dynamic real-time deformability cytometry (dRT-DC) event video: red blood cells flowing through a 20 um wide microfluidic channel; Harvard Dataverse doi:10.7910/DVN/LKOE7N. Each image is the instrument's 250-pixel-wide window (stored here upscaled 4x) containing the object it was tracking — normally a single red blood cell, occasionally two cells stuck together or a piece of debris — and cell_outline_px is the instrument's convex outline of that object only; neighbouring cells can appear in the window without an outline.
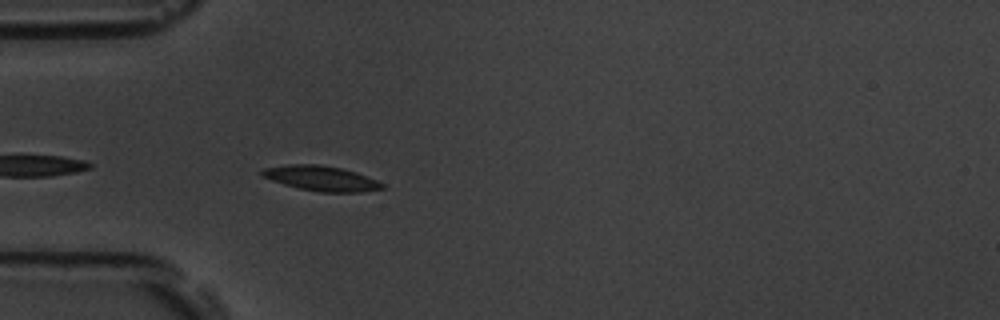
{"species": "common noctule bat (a hibernating species)", "species_latin": "Nyctalus noctula", "temperature_condition": "room temperature", "stored_images_in_passage": 12, "camera_frame_rate_fps": 3000, "um_per_image_px": 0.085, "animal": {"sex": "male", "body_mass_g": 19.5, "forearm_length_mm": 54.6}, "frame": {"image": 1, "passage_image": 3, "time_ms": 0.667, "image_size_px": [1000, 320], "cell_outline_px": [[388, 188], [360, 192], [320, 192], [300, 188], [284, 184], [260, 176], [260, 172], [264, 168], [288, 164], [320, 164], [340, 168], [356, 172], [376, 180], [384, 184]], "centroid_in_image_um": [27.31, 15.16], "position_along_channel_um": 57.7, "area_um2": 17.51}}
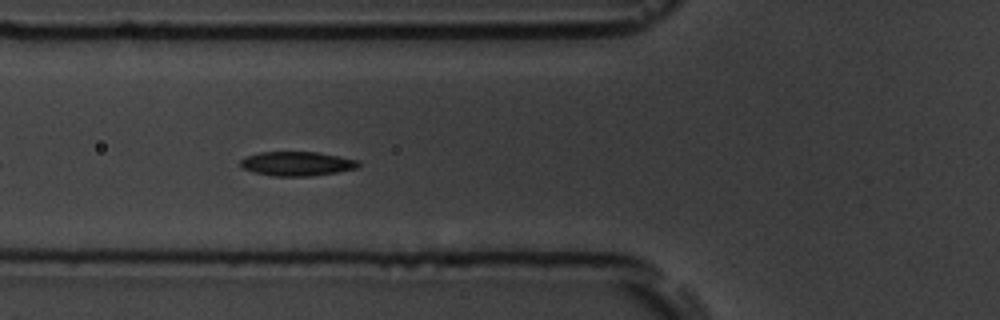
{"frame": {"image": 2, "passage_image": 7, "time_ms": 2.0, "image_size_px": [1000, 320], "cell_outline_px": [[360, 164], [356, 168], [336, 172], [308, 176], [272, 176], [256, 172], [244, 168], [240, 164], [240, 160], [244, 156], [260, 152], [320, 152], [360, 160]], "centroid_in_image_um": [25.25, 13.9], "position_along_channel_um": 100.5, "area_um2": 16.65}}